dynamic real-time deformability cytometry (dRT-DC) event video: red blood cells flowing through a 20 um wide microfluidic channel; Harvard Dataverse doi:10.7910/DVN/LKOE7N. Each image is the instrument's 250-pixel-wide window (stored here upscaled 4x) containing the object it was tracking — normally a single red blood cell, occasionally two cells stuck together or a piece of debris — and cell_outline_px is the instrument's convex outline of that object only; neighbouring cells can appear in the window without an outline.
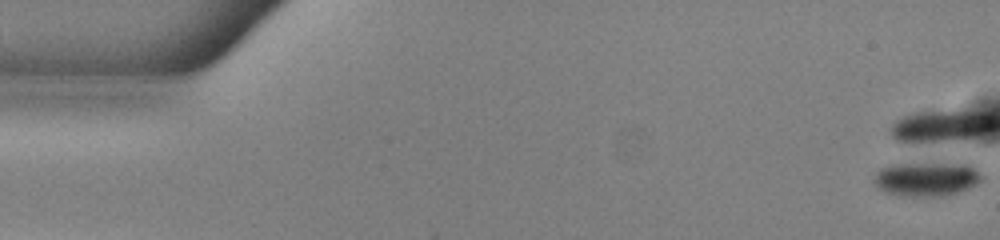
{"species": "common noctule bat (a hibernating species)", "species_latin": "Nyctalus noctula", "temperature_condition": "warm", "stored_images_in_passage": 53, "camera_frame_rate_fps": 3000, "um_per_image_px": 0.085, "animal": {"sex": "male", "body_mass_g": 13.0, "forearm_length_mm": 53.1}, "frame": {"image": 1, "passage_image": 1, "time_ms": 0.0, "image_size_px": [1000, 240], "cell_outline_px": [[984, 176], [976, 184], [968, 188], [944, 196], [900, 196], [884, 192], [876, 188], [872, 180], [876, 172], [880, 168], [896, 164], [972, 164]], "centroid_in_image_um": [78.72, 15.23], "position_along_channel_um": 6.3, "area_um2": 21.5}}